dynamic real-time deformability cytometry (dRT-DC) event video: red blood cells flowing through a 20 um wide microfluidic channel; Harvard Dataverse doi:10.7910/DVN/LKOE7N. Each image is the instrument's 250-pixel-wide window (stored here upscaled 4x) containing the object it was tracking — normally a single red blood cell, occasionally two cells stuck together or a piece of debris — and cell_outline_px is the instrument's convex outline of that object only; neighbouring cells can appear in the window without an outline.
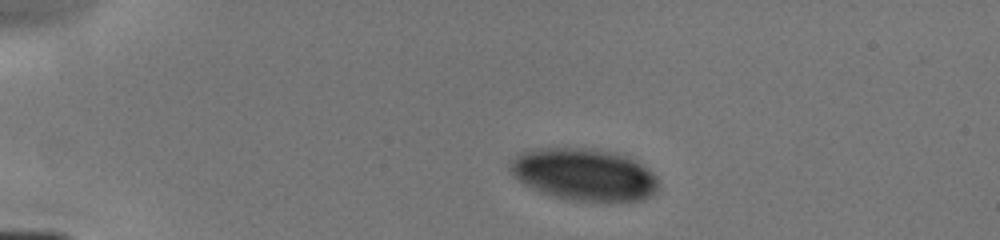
{"species": "human", "species_latin": "Homo sapiens", "temperature_condition": "cold", "stored_images_in_passage": 5, "camera_frame_rate_fps": 3000, "um_per_image_px": 0.085, "donor": {"sex": "male"}, "frame": {"image": 1, "passage_image": 2, "time_ms": 1.0, "image_size_px": [1000, 240], "cell_outline_px": [[660, 188], [652, 196], [644, 200], [620, 204], [604, 204], [568, 200], [552, 196], [540, 192], [524, 184], [508, 168], [508, 164], [520, 152], [540, 148], [584, 148], [616, 152], [628, 156], [636, 160], [648, 168], [656, 176], [660, 184]], "centroid_in_image_um": [49.75, 14.89], "position_along_channel_um": 35.3, "area_um2": 46.53}}
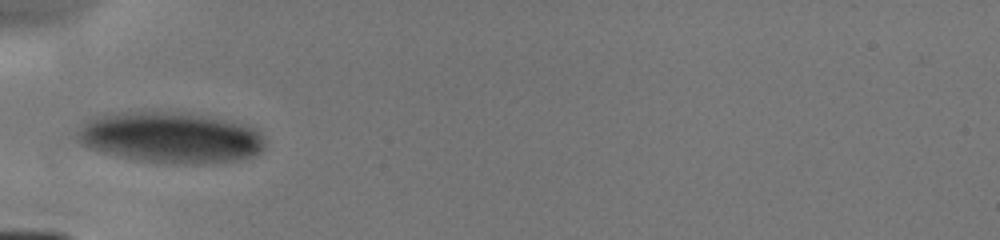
{"frame": {"image": 2, "passage_image": 4, "time_ms": 3.333, "image_size_px": [1000, 240], "cell_outline_px": [[264, 148], [256, 156], [236, 160], [212, 164], [176, 164], [140, 160], [104, 152], [88, 148], [80, 144], [76, 136], [76, 132], [80, 124], [92, 116], [144, 108], [188, 112], [248, 124], [256, 128], [264, 136]], "centroid_in_image_um": [14.49, 11.64], "position_along_channel_um": 70.5, "area_um2": 57.68}}